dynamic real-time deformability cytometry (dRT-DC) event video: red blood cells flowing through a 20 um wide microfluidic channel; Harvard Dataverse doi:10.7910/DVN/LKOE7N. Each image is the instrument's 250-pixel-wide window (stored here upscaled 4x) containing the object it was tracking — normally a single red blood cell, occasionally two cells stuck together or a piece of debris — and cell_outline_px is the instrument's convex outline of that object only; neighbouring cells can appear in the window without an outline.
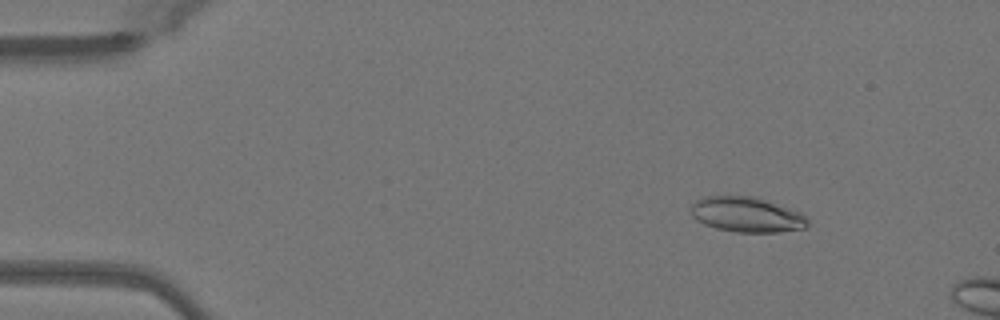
{"species": "Egyptian fruit bat (a non-hibernating species)", "species_latin": "Rousettus aegyptiacus", "temperature_condition": "warm", "stored_images_in_passage": 12, "camera_frame_rate_fps": 3000, "um_per_image_px": 0.085, "animal": {"sex": "female"}, "frame": {"image": 1, "passage_image": 7, "time_ms": 2.0, "image_size_px": [1000, 320], "cell_outline_px": [[808, 224], [804, 228], [780, 232], [736, 232], [716, 228], [704, 224], [696, 220], [692, 216], [692, 204], [696, 200], [704, 196], [752, 196], [800, 212], [808, 220]], "centroid_in_image_um": [63.44, 18.25], "position_along_channel_um": 21.6, "area_um2": 23.64}}